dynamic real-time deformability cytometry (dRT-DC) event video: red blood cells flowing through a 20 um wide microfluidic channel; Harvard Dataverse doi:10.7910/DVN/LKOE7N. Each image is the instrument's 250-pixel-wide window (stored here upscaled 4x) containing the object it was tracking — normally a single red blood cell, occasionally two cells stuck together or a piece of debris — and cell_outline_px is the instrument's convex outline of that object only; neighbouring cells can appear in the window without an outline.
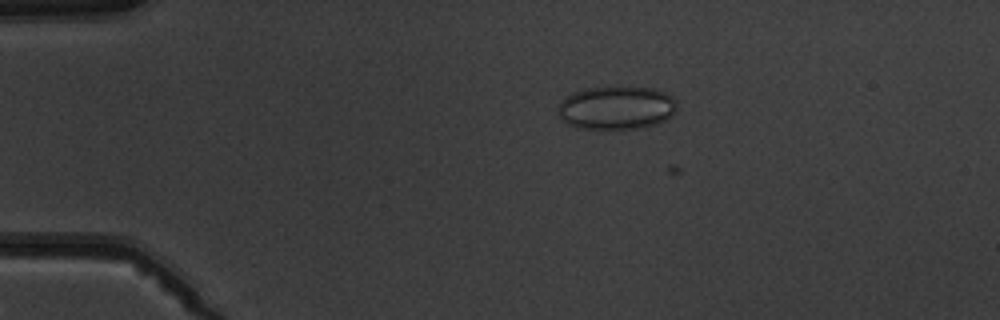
{"species": "common noctule bat (a hibernating species)", "species_latin": "Nyctalus noctula", "temperature_condition": "warm", "stored_images_in_passage": 6, "camera_frame_rate_fps": 3000, "um_per_image_px": 0.085, "animal": {"sex": "male", "body_mass_g": 19.5, "forearm_length_mm": 54.6}, "frame": {"image": 1, "passage_image": 4, "time_ms": 3.333, "image_size_px": [1000, 320], "cell_outline_px": [[676, 108], [672, 116], [656, 124], [636, 128], [576, 128], [560, 120], [556, 108], [572, 92], [588, 88], [656, 88], [672, 96], [676, 100]], "centroid_in_image_um": [52.38, 9.17], "position_along_channel_um": 32.6, "area_um2": 29.77}}